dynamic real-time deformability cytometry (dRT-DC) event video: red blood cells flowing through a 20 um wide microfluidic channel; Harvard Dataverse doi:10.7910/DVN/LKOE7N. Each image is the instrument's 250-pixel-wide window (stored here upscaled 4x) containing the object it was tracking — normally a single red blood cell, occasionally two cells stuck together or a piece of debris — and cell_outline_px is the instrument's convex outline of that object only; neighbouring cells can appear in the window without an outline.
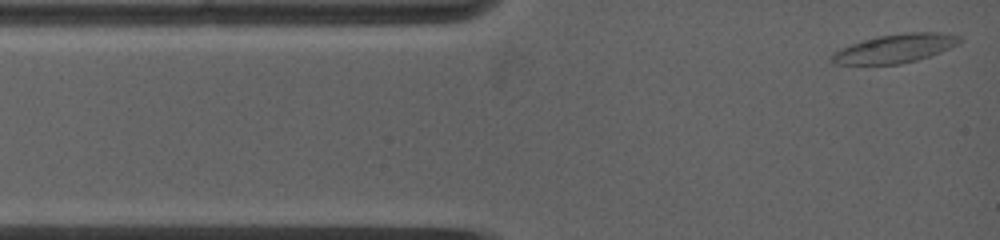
{"species": "common noctule bat (a hibernating species)", "species_latin": "Nyctalus noctula", "temperature_condition": "warm", "stored_images_in_passage": 36, "camera_frame_rate_fps": 5000, "um_per_image_px": 0.085, "animal": {"sex": "female", "body_mass_g": 19.0, "forearm_length_mm": 53.3}, "frame": {"image": 1, "passage_image": 1, "time_ms": 0.0, "image_size_px": [1000, 240], "cell_outline_px": [[960, 44], [940, 52], [916, 60], [900, 64], [832, 64], [832, 52], [840, 48], [876, 36], [908, 32], [940, 32], [960, 36]], "centroid_in_image_um": [76.08, 4.11], "position_along_channel_um": 8.9, "area_um2": 21.27}}
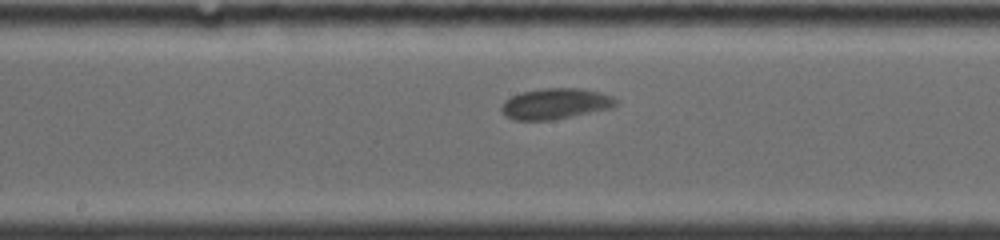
{"frame": {"image": 2, "passage_image": 23, "time_ms": 6.2, "image_size_px": [1000, 240], "cell_outline_px": [[616, 104], [612, 108], [552, 120], [512, 120], [504, 116], [500, 112], [500, 108], [504, 100], [512, 96], [524, 92], [544, 88], [580, 88], [600, 92], [612, 96], [616, 100]], "centroid_in_image_um": [47.17, 8.82], "position_along_channel_um": 201.0, "area_um2": 20.58}}
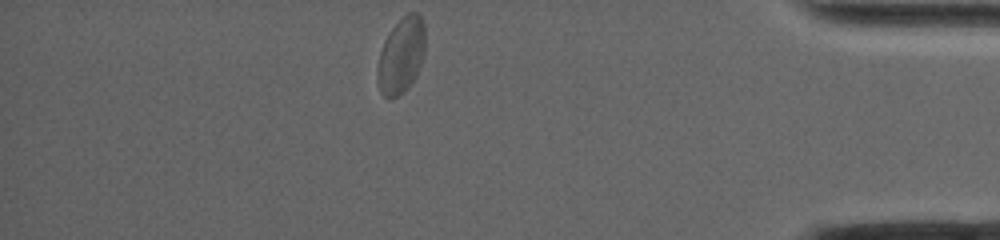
{"frame": {"image": 3, "passage_image": 36, "time_ms": 12.6, "image_size_px": [1000, 240], "cell_outline_px": [[424, 56], [416, 76], [408, 88], [404, 92], [396, 96], [384, 96], [380, 92], [376, 80], [376, 68], [380, 52], [384, 40], [388, 32], [408, 12], [416, 12], [424, 20]], "centroid_in_image_um": [34.09, 4.72], "position_along_channel_um": 401.1, "area_um2": 21.21}, "authors_computed_cell_mechanics": {"area_um2": 19.9988, "velocity_mm_per_s": 3.7966, "shape_relaxation_time_tau1_ms": 3.9076, "shape_relaxation_time_tau2_ms": null, "deformation_change_tau1": 0.1286, "deformation_change_tau2": null}}